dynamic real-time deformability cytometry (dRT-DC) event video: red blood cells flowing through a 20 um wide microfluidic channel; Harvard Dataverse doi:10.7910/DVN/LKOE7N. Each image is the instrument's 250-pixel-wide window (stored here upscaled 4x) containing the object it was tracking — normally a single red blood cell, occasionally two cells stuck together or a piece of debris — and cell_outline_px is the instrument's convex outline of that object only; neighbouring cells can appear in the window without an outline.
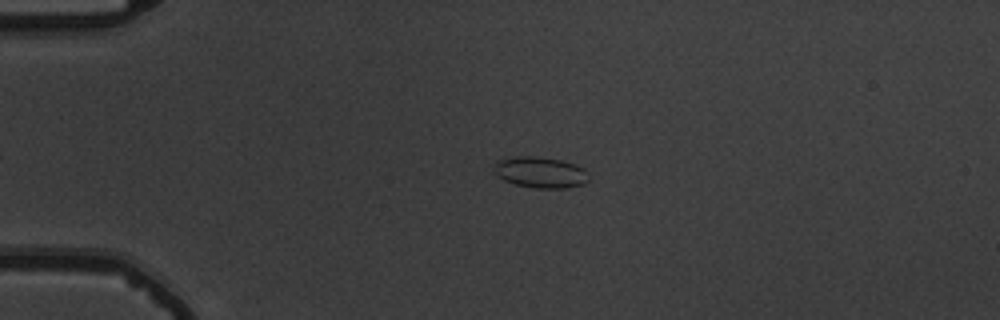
{"species": "common noctule bat (a hibernating species)", "species_latin": "Nyctalus noctula", "temperature_condition": "warm", "stored_images_in_passage": 41, "camera_frame_rate_fps": 3000, "um_per_image_px": 0.085, "animal": {"sex": "male", "body_mass_g": 19.5, "forearm_length_mm": 54.6}, "frame": {"image": 1, "passage_image": 6, "time_ms": 1.667, "image_size_px": [1000, 320], "cell_outline_px": [[588, 180], [584, 184], [568, 188], [536, 188], [516, 184], [504, 180], [496, 176], [492, 168], [500, 160], [512, 156], [532, 156], [560, 160], [584, 168]], "centroid_in_image_um": [45.9, 14.66], "position_along_channel_um": 39.1, "area_um2": 16.99}}
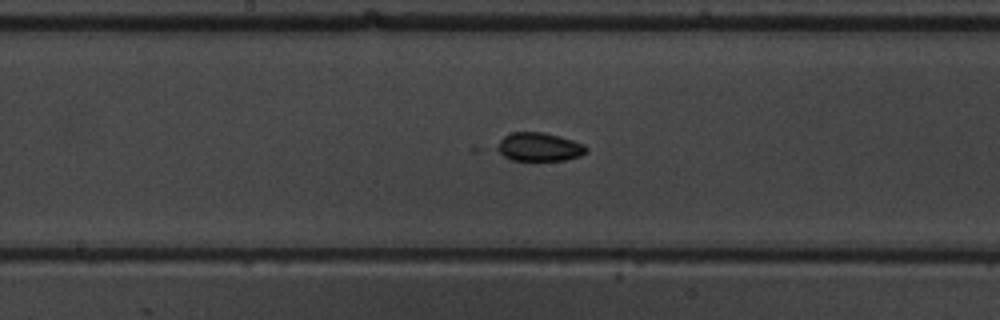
{"frame": {"image": 2, "passage_image": 22, "time_ms": 7.0, "image_size_px": [1000, 320], "cell_outline_px": [[588, 152], [580, 156], [564, 160], [512, 160], [504, 156], [492, 148], [504, 136], [512, 132], [544, 132], [560, 136], [584, 144], [588, 148]], "centroid_in_image_um": [45.8, 12.48], "position_along_channel_um": 202.4, "area_um2": 15.03}}
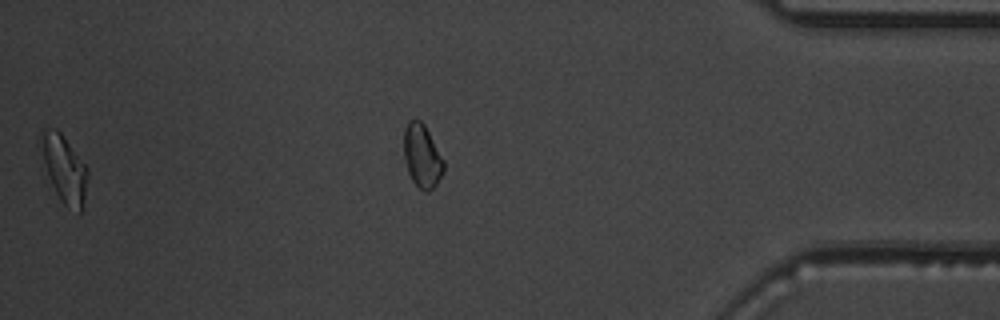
{"frame": {"image": 3, "passage_image": 40, "time_ms": 13.0, "image_size_px": [1000, 320], "cell_outline_px": [[88, 176], [84, 200], [80, 212], [68, 208], [60, 200], [48, 176], [44, 160], [40, 140], [40, 132], [44, 128], [56, 128], [60, 132], [88, 168]], "centroid_in_image_um": [5.47, 14.34], "position_along_channel_um": 429.7, "area_um2": 17.92}}